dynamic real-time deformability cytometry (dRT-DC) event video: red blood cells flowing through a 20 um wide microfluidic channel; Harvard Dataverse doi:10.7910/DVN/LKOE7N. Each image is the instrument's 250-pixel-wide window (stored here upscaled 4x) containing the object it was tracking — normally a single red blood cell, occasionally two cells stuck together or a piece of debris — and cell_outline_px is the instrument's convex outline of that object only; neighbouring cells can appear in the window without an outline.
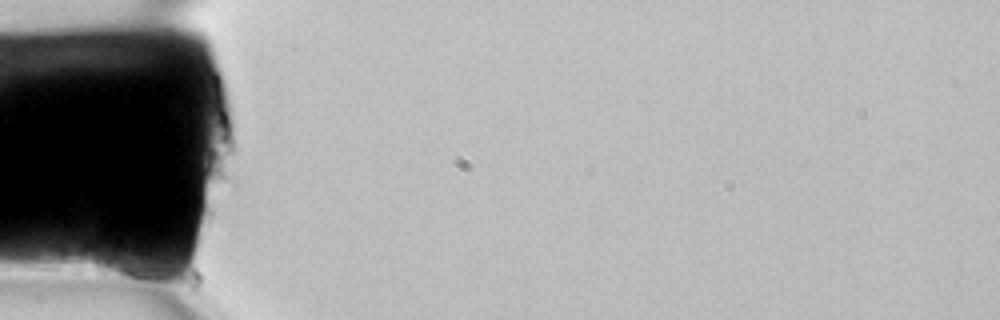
{"species": "common noctule bat (a hibernating species)", "species_latin": "Nyctalus noctula", "temperature_condition": "room temperature", "stored_images_in_passage": 3, "camera_frame_rate_fps": 3000, "um_per_image_px": 0.085, "animal": {"sex": "female", "body_mass_g": 22.7, "forearm_length_mm": 54.2}, "frame": {"image": 1, "passage_image": 1, "time_ms": 0.0, "image_size_px": [1000, 320], "cell_outline_px": [[164, 276], [156, 288], [96, 272], [92, 264], [92, 260], [96, 244], [152, 268]], "centroid_in_image_um": [10.56, 22.77], "position_along_channel_um": 74.4, "area_um2": 10.98}}